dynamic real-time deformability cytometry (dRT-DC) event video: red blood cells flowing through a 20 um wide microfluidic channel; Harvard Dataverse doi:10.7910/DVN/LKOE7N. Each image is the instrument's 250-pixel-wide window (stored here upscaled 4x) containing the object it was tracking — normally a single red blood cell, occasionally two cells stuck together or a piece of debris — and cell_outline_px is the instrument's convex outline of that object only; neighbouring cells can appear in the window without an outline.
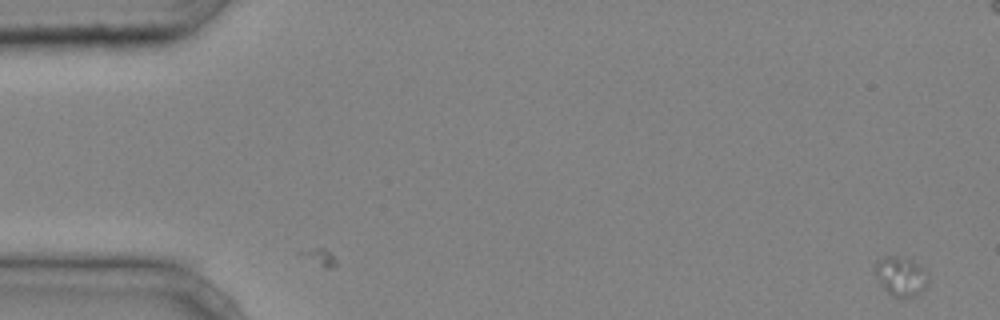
{"species": "common noctule bat (a hibernating species)", "species_latin": "Nyctalus noctula", "temperature_condition": "cold", "stored_images_in_passage": 19, "camera_frame_rate_fps": 3000, "um_per_image_px": 0.085, "animal": {"sex": "male", "body_mass_g": 20.4}, "frame": {"image": 1, "passage_image": 1, "time_ms": 0.0, "image_size_px": [1000, 320], "cell_outline_px": [[928, 284], [916, 296], [900, 300], [892, 296], [880, 284], [872, 268], [876, 260], [884, 256], [896, 256], [912, 260], [920, 264], [928, 280]], "centroid_in_image_um": [76.52, 23.5], "position_along_channel_um": 8.5, "area_um2": 12.48}}